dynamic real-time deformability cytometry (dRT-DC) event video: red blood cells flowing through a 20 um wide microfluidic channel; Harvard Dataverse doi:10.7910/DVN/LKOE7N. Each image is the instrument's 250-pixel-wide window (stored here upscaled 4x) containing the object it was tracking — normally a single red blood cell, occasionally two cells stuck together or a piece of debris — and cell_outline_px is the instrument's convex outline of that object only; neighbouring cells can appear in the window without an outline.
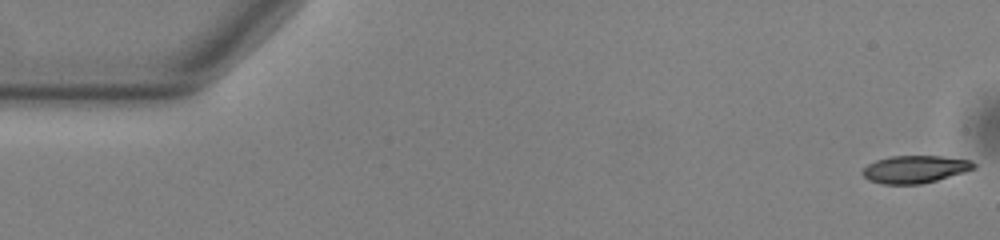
{"species": "common noctule bat (a hibernating species)", "species_latin": "Nyctalus noctula", "temperature_condition": "warm", "stored_images_in_passage": 53, "camera_frame_rate_fps": 3000, "um_per_image_px": 0.085, "animal": {"sex": "male", "body_mass_g": 13.0, "forearm_length_mm": 53.1}, "frame": {"image": 1, "passage_image": 1, "time_ms": 0.0, "image_size_px": [1000, 240], "cell_outline_px": [[976, 168], [964, 172], [936, 180], [920, 184], [884, 184], [868, 180], [860, 172], [868, 164], [876, 160], [892, 156], [940, 156], [968, 160], [976, 164]], "centroid_in_image_um": [77.74, 14.39], "position_along_channel_um": 7.3, "area_um2": 17.69}}
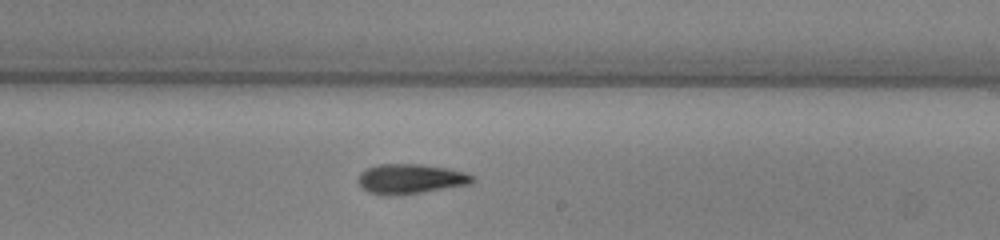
{"frame": {"image": 2, "passage_image": 31, "time_ms": 10.0, "image_size_px": [1000, 240], "cell_outline_px": [[476, 180], [472, 184], [420, 192], [388, 196], [368, 192], [360, 184], [360, 172], [368, 168], [380, 164], [420, 164], [444, 168], [464, 172], [472, 176]], "centroid_in_image_um": [34.91, 15.2], "position_along_channel_um": 254.1, "area_um2": 19.48}}
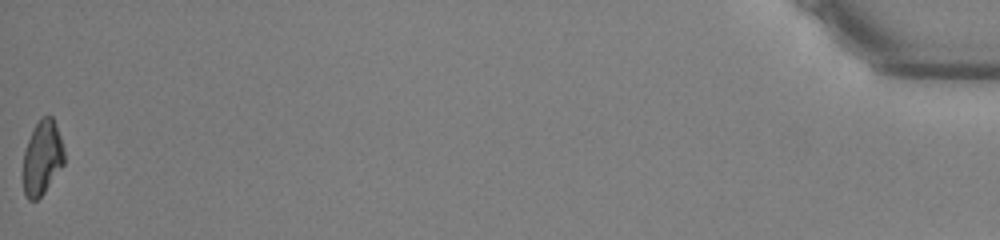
{"frame": {"image": 3, "passage_image": 53, "time_ms": 17.333, "image_size_px": [1000, 240], "cell_outline_px": [[64, 164], [44, 192], [36, 200], [28, 200], [24, 192], [24, 152], [28, 140], [36, 124], [44, 116], [52, 116], [60, 136], [64, 148]], "centroid_in_image_um": [3.6, 13.42], "position_along_channel_um": 431.6, "area_um2": 17.4}, "authors_computed_cell_mechanics": {"area_um2": 18.9584, "velocity_mm_per_s": 3.8797, "shape_relaxation_time_tau1_ms": 4.0163, "shape_relaxation_time_tau2_ms": 4.3345, "deformation_change_tau1": 0.1548, "deformation_change_tau2": 0.1283}}